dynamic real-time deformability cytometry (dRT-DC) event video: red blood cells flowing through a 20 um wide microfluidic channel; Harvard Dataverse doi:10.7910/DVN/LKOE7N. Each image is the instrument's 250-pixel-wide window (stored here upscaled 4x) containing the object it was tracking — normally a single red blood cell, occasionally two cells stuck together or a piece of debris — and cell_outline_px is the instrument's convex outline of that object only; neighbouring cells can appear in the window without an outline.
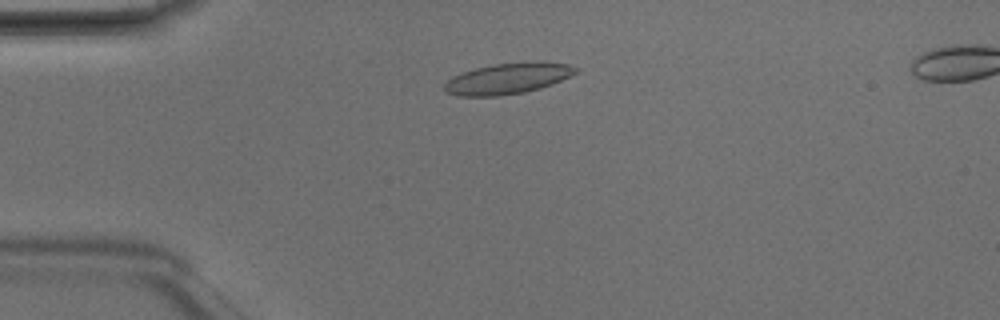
{"species": "Egyptian fruit bat (a non-hibernating species)", "species_latin": "Rousettus aegyptiacus", "temperature_condition": "room temperature", "stored_images_in_passage": 30, "camera_frame_rate_fps": 3000, "um_per_image_px": 0.085, "animal": {"sex": "male"}, "frame": {"image": 1, "passage_image": 2, "time_ms": 0.333, "image_size_px": [1000, 320], "cell_outline_px": [[580, 68], [576, 72], [552, 84], [540, 88], [524, 92], [500, 96], [456, 96], [448, 92], [444, 88], [444, 84], [452, 76], [476, 68], [496, 64], [532, 60], [568, 64]], "centroid_in_image_um": [43.17, 6.66], "position_along_channel_um": 41.8, "area_um2": 23.64}}